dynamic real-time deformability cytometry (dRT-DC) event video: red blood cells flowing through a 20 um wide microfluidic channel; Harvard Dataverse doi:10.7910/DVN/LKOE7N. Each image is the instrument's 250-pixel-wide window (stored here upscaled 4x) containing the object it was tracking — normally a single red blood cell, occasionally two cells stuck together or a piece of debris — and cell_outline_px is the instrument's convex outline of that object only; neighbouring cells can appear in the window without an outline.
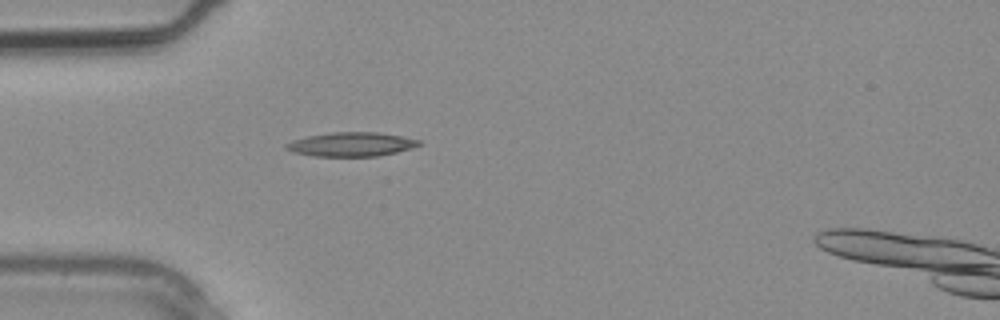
{"species": "common noctule bat (a hibernating species)", "species_latin": "Nyctalus noctula", "temperature_condition": "warm", "stored_images_in_passage": 3, "camera_frame_rate_fps": 3000, "um_per_image_px": 0.085, "animal": {"sex": "male", "body_mass_g": 20.4}, "frame": {"image": 1, "passage_image": 3, "time_ms": 0.667, "image_size_px": [1000, 320], "cell_outline_px": [[420, 144], [412, 148], [396, 152], [376, 156], [312, 156], [292, 152], [284, 148], [284, 144], [292, 140], [308, 136], [328, 132], [380, 132], [420, 140]], "centroid_in_image_um": [29.8, 12.26], "position_along_channel_um": 55.2, "area_um2": 18.67}}